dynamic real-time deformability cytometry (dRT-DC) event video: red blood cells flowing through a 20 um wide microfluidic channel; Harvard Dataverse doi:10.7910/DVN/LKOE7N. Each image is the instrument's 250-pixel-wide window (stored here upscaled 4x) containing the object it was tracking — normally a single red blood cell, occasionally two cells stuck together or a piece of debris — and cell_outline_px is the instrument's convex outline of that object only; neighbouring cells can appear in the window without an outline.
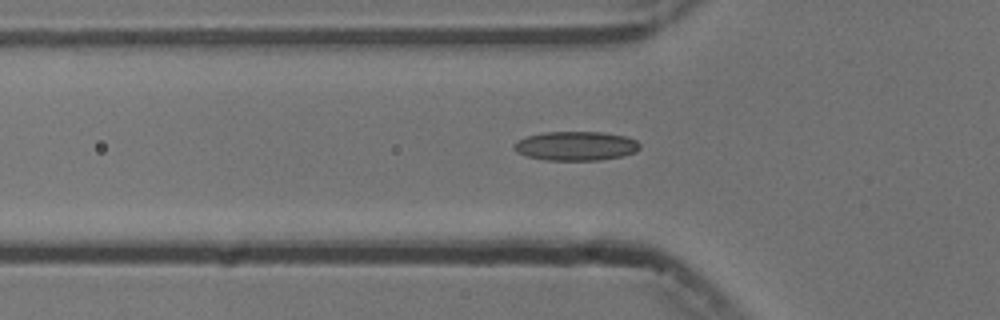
{"species": "common noctule bat (a hibernating species)", "species_latin": "Nyctalus noctula", "temperature_condition": "cold", "stored_images_in_passage": 28, "camera_frame_rate_fps": 3000, "um_per_image_px": 0.085, "animal": {"sex": "male", "body_mass_g": 13.3}, "frame": {"image": 1, "passage_image": 4, "time_ms": 1.0, "image_size_px": [1000, 320], "cell_outline_px": [[640, 148], [636, 152], [620, 156], [600, 160], [544, 160], [528, 156], [516, 152], [512, 148], [512, 144], [516, 140], [540, 132], [600, 132], [628, 136], [636, 140], [640, 144]], "centroid_in_image_um": [48.92, 12.4], "position_along_channel_um": 76.9, "area_um2": 21.56}}
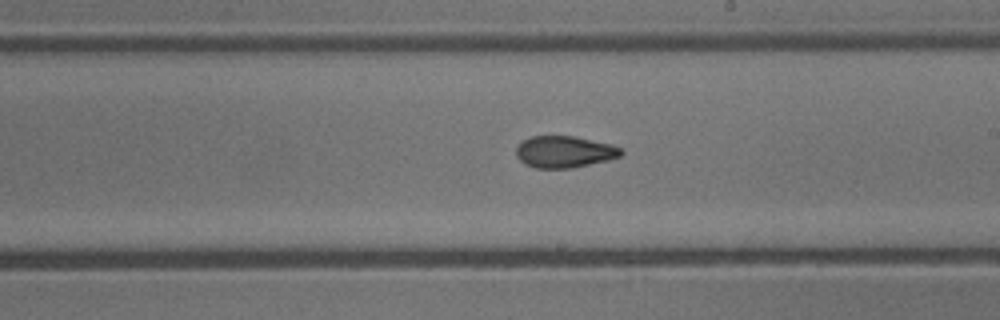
{"frame": {"image": 2, "passage_image": 17, "time_ms": 5.333, "image_size_px": [1000, 320], "cell_outline_px": [[624, 152], [620, 156], [608, 160], [572, 168], [536, 168], [524, 164], [516, 156], [516, 148], [524, 140], [532, 136], [576, 136], [612, 144], [620, 148]], "centroid_in_image_um": [47.98, 12.9], "position_along_channel_um": 241.0, "area_um2": 19.42}}
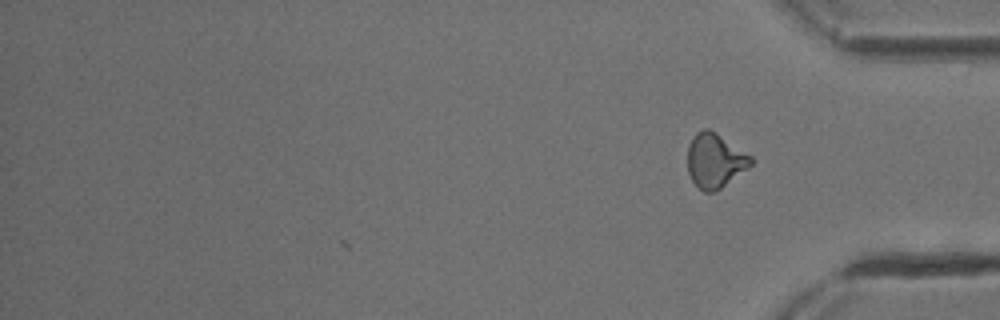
{"frame": {"image": 3, "passage_image": 28, "time_ms": 9.0, "image_size_px": [1000, 320], "cell_outline_px": [[756, 160], [748, 168], [716, 192], [704, 192], [692, 180], [688, 172], [688, 144], [692, 136], [696, 132], [704, 128], [708, 128], [716, 132], [752, 156]], "centroid_in_image_um": [60.78, 13.63], "position_along_channel_um": 374.4, "area_um2": 20.29}, "authors_computed_cell_mechanics": {"area_um2": 19.652, "velocity_mm_per_s": 3.76, "shape_relaxation_time_tau1_ms": 5.5191, "shape_relaxation_time_tau2_ms": 1.9232, "deformation_change_tau1": 0.1484, "deformation_change_tau2": 0.0816}}